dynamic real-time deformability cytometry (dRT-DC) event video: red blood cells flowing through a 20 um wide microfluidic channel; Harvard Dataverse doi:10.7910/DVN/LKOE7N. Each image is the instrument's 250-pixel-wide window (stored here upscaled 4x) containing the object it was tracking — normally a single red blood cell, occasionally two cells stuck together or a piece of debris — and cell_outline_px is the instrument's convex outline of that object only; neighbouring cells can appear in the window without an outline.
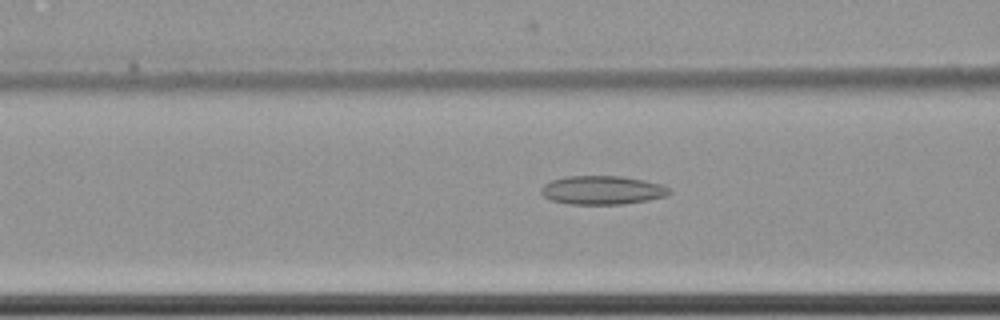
{"species": "common noctule bat (a hibernating species)", "species_latin": "Nyctalus noctula", "temperature_condition": "cold", "stored_images_in_passage": 61, "camera_frame_rate_fps": 3000, "um_per_image_px": 0.085, "animal": {"sex": "female", "body_mass_g": 22.7, "forearm_length_mm": 54.2}, "frame": {"image": 1, "passage_image": 26, "time_ms": 8.333, "image_size_px": [1000, 320], "cell_outline_px": [[672, 192], [664, 196], [648, 200], [624, 204], [568, 204], [552, 200], [544, 196], [540, 192], [540, 188], [544, 184], [552, 180], [568, 176], [620, 176], [644, 180], [664, 184], [672, 188]], "centroid_in_image_um": [51.23, 16.16], "position_along_channel_um": 115.4, "area_um2": 21.56}}
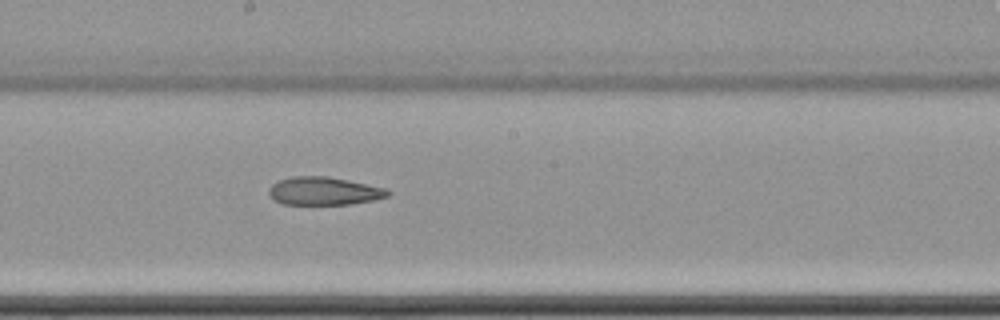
{"frame": {"image": 2, "passage_image": 35, "time_ms": 11.333, "image_size_px": [1000, 320], "cell_outline_px": [[392, 192], [388, 196], [376, 200], [352, 204], [280, 204], [268, 192], [268, 188], [272, 184], [280, 180], [292, 176], [328, 176], [388, 188]], "centroid_in_image_um": [27.59, 16.23], "position_along_channel_um": 220.6, "area_um2": 19.59}}
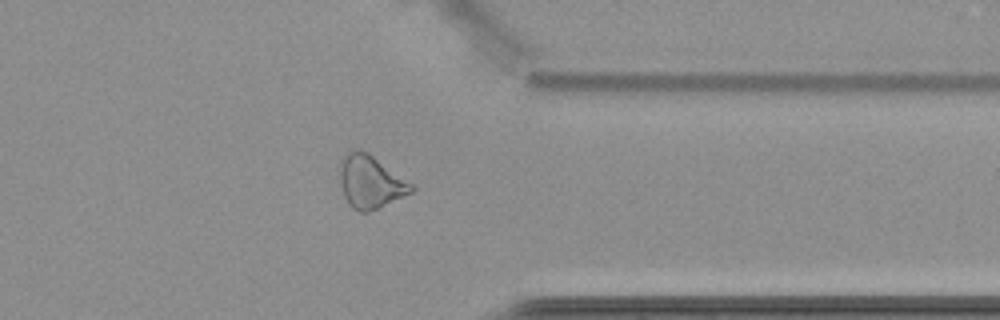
{"frame": {"image": 3, "passage_image": 49, "time_ms": 16.0, "image_size_px": [1000, 320], "cell_outline_px": [[416, 188], [412, 192], [368, 212], [360, 212], [352, 208], [348, 204], [344, 196], [340, 184], [340, 160], [352, 148], [368, 152], [416, 184]], "centroid_in_image_um": [31.51, 15.43], "position_along_channel_um": 379.9, "area_um2": 22.37}, "authors_computed_cell_mechanics": {"area_um2": 23.8136, "velocity_mm_per_s": 3.5098, "shape_relaxation_time_tau1_ms": null, "shape_relaxation_time_tau2_ms": 9.685, "deformation_change_tau1": null, "deformation_change_tau2": 0.1762}}